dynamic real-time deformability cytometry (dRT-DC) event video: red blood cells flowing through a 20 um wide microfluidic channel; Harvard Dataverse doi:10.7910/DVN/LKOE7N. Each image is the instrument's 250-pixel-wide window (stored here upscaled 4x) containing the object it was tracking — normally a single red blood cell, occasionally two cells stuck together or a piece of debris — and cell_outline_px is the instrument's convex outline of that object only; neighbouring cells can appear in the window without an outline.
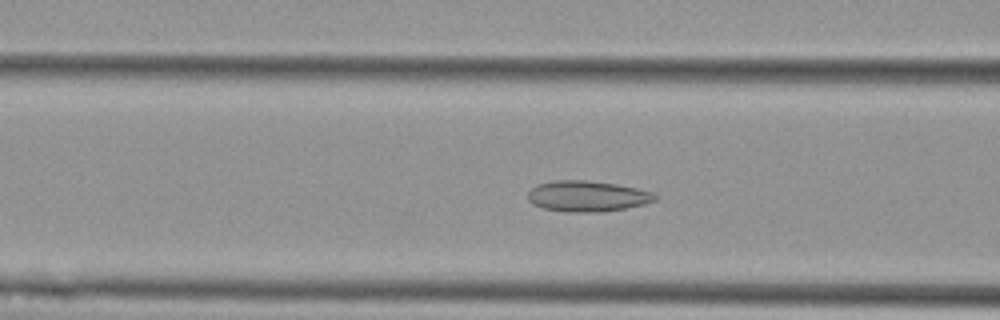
{"species": "Egyptian fruit bat (a non-hibernating species)", "species_latin": "Rousettus aegyptiacus", "temperature_condition": "cold", "stored_images_in_passage": 52, "camera_frame_rate_fps": 3000, "um_per_image_px": 0.085, "animal": {"sex": "female"}, "frame": {"image": 1, "passage_image": 19, "time_ms": 6.0, "image_size_px": [1000, 320], "cell_outline_px": [[656, 200], [644, 204], [604, 212], [564, 212], [544, 208], [532, 204], [528, 200], [528, 192], [536, 184], [556, 180], [588, 180], [616, 184], [636, 188], [652, 192], [656, 196]], "centroid_in_image_um": [49.89, 16.67], "position_along_channel_um": 116.7, "area_um2": 22.89}}
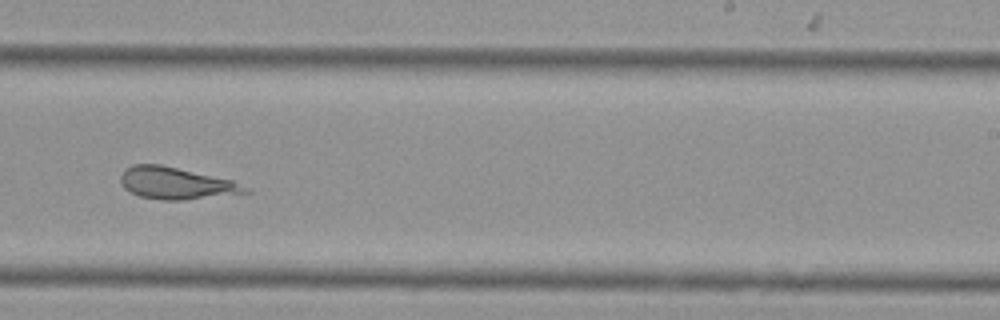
{"frame": {"image": 2, "passage_image": 32, "time_ms": 10.333, "image_size_px": [1000, 320], "cell_outline_px": [[252, 192], [180, 200], [164, 200], [140, 196], [124, 188], [120, 180], [120, 176], [124, 168], [132, 164], [160, 164], [232, 180], [248, 188]], "centroid_in_image_um": [14.93, 15.56], "position_along_channel_um": 274.1, "area_um2": 22.95}}
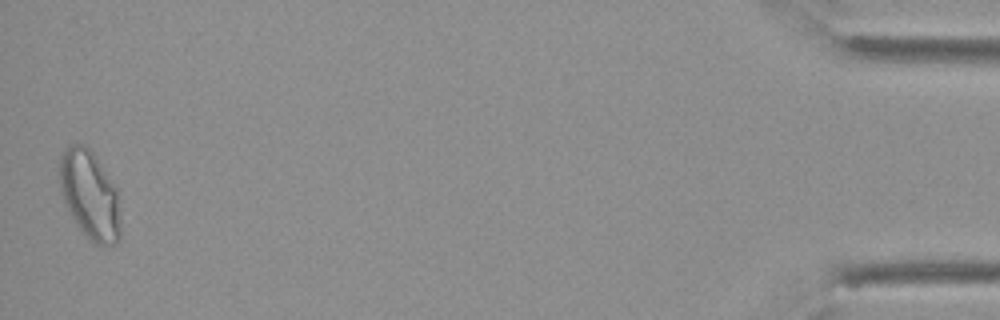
{"frame": {"image": 3, "passage_image": 52, "time_ms": 17.0, "image_size_px": [1000, 320], "cell_outline_px": [[120, 240], [116, 244], [96, 244], [76, 224], [60, 192], [60, 156], [64, 148], [72, 144], [84, 144], [92, 152], [120, 192]], "centroid_in_image_um": [7.66, 16.55], "position_along_channel_um": 427.5, "area_um2": 31.44}, "authors_computed_cell_mechanics": {"area_um2": 26.2412, "velocity_mm_per_s": 3.6471, "shape_relaxation_time_tau1_ms": 6.0139, "shape_relaxation_time_tau2_ms": null, "deformation_change_tau1": 0.0922, "deformation_change_tau2": null}}